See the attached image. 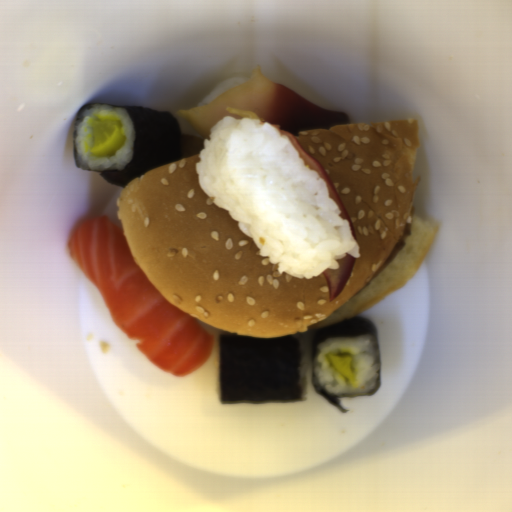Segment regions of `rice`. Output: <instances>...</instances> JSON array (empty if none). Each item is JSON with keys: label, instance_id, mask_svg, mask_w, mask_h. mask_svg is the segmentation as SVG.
<instances>
[{"label": "rice", "instance_id": "obj_1", "mask_svg": "<svg viewBox=\"0 0 512 512\" xmlns=\"http://www.w3.org/2000/svg\"><path fill=\"white\" fill-rule=\"evenodd\" d=\"M195 172L214 205L237 221L261 257L298 279L360 258L348 219L287 135L259 118L226 116L203 140Z\"/></svg>", "mask_w": 512, "mask_h": 512}, {"label": "rice", "instance_id": "obj_2", "mask_svg": "<svg viewBox=\"0 0 512 512\" xmlns=\"http://www.w3.org/2000/svg\"><path fill=\"white\" fill-rule=\"evenodd\" d=\"M312 363L313 387L337 397L369 396L380 388L381 364L379 345L375 337L327 338L317 347ZM351 356L354 379L351 381L336 371L328 355Z\"/></svg>", "mask_w": 512, "mask_h": 512}, {"label": "rice", "instance_id": "obj_3", "mask_svg": "<svg viewBox=\"0 0 512 512\" xmlns=\"http://www.w3.org/2000/svg\"><path fill=\"white\" fill-rule=\"evenodd\" d=\"M121 124L123 143L113 154L106 157H92L91 130L108 122ZM136 136L127 110L108 104H93L78 117L73 133V152L82 170L116 171L123 169L132 158Z\"/></svg>", "mask_w": 512, "mask_h": 512}, {"label": "rice", "instance_id": "obj_4", "mask_svg": "<svg viewBox=\"0 0 512 512\" xmlns=\"http://www.w3.org/2000/svg\"><path fill=\"white\" fill-rule=\"evenodd\" d=\"M251 76H235L230 78H224L221 82H219L198 104V107H202L205 105H209L226 92L240 84L241 82L247 80Z\"/></svg>", "mask_w": 512, "mask_h": 512}, {"label": "rice", "instance_id": "obj_5", "mask_svg": "<svg viewBox=\"0 0 512 512\" xmlns=\"http://www.w3.org/2000/svg\"><path fill=\"white\" fill-rule=\"evenodd\" d=\"M299 374L302 399L307 400L308 395V355L304 344L299 342Z\"/></svg>", "mask_w": 512, "mask_h": 512}]
</instances>
